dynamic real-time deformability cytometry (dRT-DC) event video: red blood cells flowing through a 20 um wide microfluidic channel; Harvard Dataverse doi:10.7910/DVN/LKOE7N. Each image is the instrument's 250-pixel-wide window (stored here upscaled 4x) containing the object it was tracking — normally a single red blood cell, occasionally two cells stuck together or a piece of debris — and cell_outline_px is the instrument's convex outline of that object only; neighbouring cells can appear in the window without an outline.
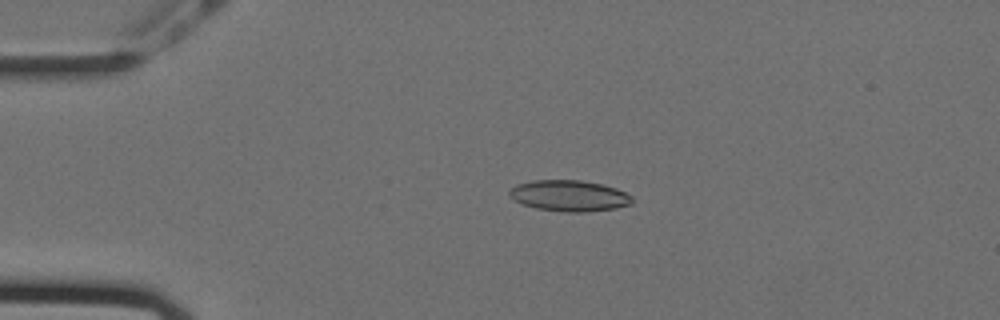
{"species": "Egyptian fruit bat (a non-hibernating species)", "species_latin": "Rousettus aegyptiacus", "temperature_condition": "cold", "stored_images_in_passage": 57, "camera_frame_rate_fps": 3000, "um_per_image_px": 0.085, "animal": {"sex": "female"}, "frame": {"image": 1, "passage_image": 13, "time_ms": 4.0, "image_size_px": [1000, 320], "cell_outline_px": [[632, 204], [616, 208], [588, 212], [564, 212], [536, 208], [524, 204], [516, 200], [508, 192], [516, 184], [532, 180], [580, 180], [604, 184], [616, 188], [632, 196]], "centroid_in_image_um": [48.42, 16.63], "position_along_channel_um": 36.6, "area_um2": 22.2}}
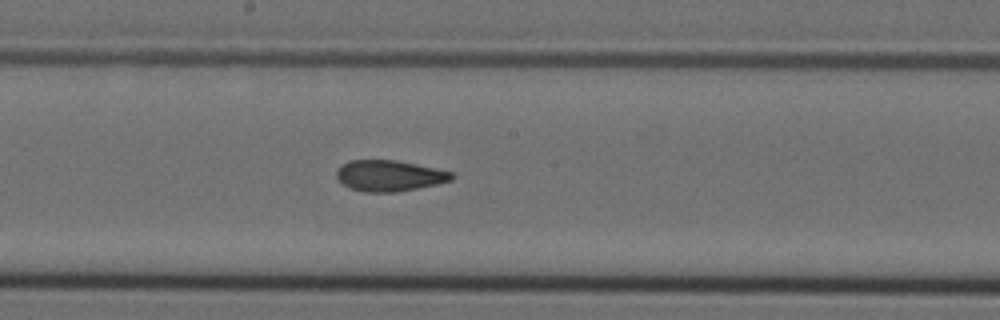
{"frame": {"image": 2, "passage_image": 31, "time_ms": 10.0, "image_size_px": [1000, 320], "cell_outline_px": [[456, 176], [452, 180], [436, 184], [396, 192], [364, 192], [348, 188], [336, 176], [336, 172], [348, 160], [396, 160], [436, 168], [452, 172]], "centroid_in_image_um": [33.11, 14.93], "position_along_channel_um": 215.1, "area_um2": 20.69}}
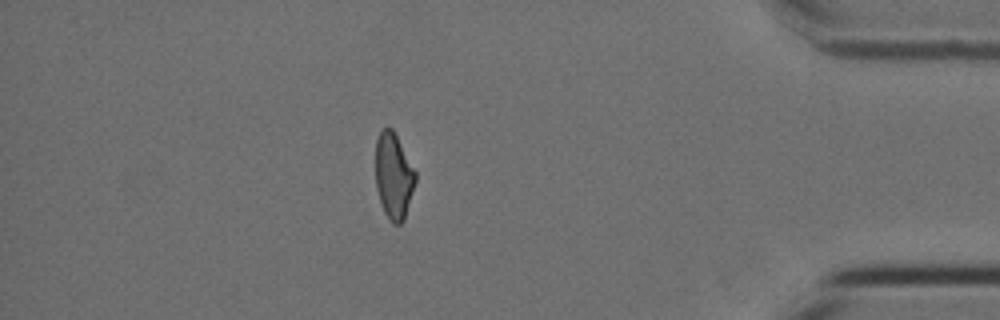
{"frame": {"image": 3, "passage_image": 50, "time_ms": 16.333, "image_size_px": [1000, 320], "cell_outline_px": [[416, 180], [404, 220], [400, 224], [392, 224], [388, 220], [380, 204], [376, 188], [376, 140], [380, 132], [384, 128], [392, 128], [416, 172]], "centroid_in_image_um": [33.45, 15.0], "position_along_channel_um": 401.8, "area_um2": 19.94}, "authors_computed_cell_mechanics": {"area_um2": 21.1548, "velocity_mm_per_s": 3.5716, "shape_relaxation_time_tau1_ms": null, "shape_relaxation_time_tau2_ms": 2.4524, "deformation_change_tau1": null, "deformation_change_tau2": 0.0897}}